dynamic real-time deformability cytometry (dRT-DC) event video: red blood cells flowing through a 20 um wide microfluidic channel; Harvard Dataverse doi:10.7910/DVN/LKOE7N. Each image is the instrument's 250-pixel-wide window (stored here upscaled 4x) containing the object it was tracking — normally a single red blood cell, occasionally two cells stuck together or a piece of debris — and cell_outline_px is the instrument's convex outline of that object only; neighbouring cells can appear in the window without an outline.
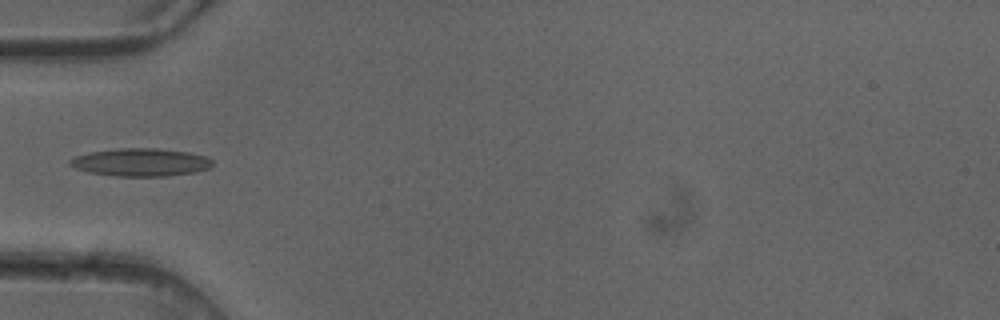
{"species": "common noctule bat (a hibernating species)", "species_latin": "Nyctalus noctula", "temperature_condition": "cold", "stored_images_in_passage": 6, "camera_frame_rate_fps": 3000, "um_per_image_px": 0.085, "animal": {"sex": "female"}, "frame": {"image": 1, "passage_image": 5, "time_ms": 1.333, "image_size_px": [1000, 320], "cell_outline_px": [[212, 168], [196, 172], [168, 176], [116, 176], [88, 172], [76, 168], [68, 164], [68, 160], [76, 156], [92, 152], [116, 148], [156, 148], [188, 152], [208, 156], [212, 160]], "centroid_in_image_um": [12.0, 13.79], "position_along_channel_um": 73.0, "area_um2": 23.29}}
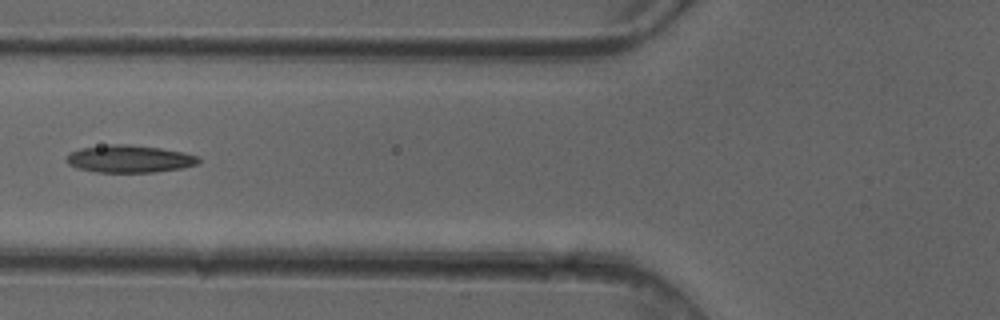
{"frame": {"image": 2, "passage_image": 6, "time_ms": 1.667, "image_size_px": [1000, 320], "cell_outline_px": [[200, 160], [196, 164], [184, 168], [156, 172], [96, 172], [76, 168], [68, 164], [64, 160], [68, 152], [80, 148], [108, 144], [128, 144], [160, 148], [184, 152], [200, 156]], "centroid_in_image_um": [10.97, 13.5], "position_along_channel_um": 114.8, "area_um2": 21.44}}